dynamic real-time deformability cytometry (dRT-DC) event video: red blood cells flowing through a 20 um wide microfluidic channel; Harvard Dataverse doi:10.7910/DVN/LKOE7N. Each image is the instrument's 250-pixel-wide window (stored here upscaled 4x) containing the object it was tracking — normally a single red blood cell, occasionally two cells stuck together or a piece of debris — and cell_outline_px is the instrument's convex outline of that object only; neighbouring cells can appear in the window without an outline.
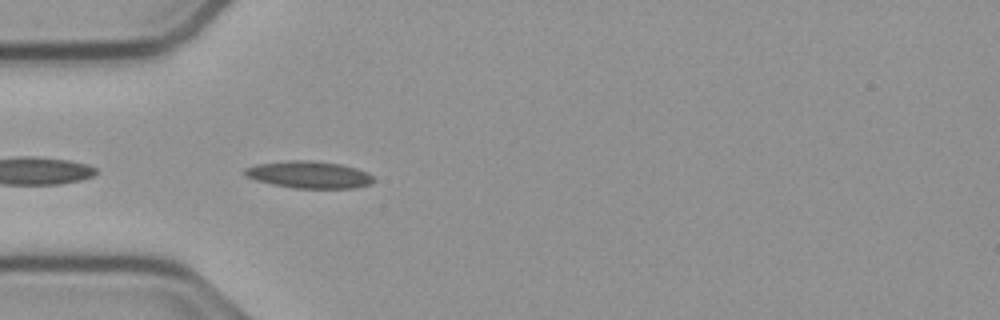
{"species": "common noctule bat (a hibernating species)", "species_latin": "Nyctalus noctula", "temperature_condition": "cold", "stored_images_in_passage": 6, "camera_frame_rate_fps": 3000, "um_per_image_px": 0.085, "animal": {"sex": "male", "body_mass_g": 23.1, "forearm_length_mm": 52.7}, "frame": {"image": 1, "passage_image": 2, "time_ms": 0.333, "image_size_px": [1000, 320], "cell_outline_px": [[376, 180], [372, 184], [356, 188], [296, 188], [272, 184], [256, 180], [244, 176], [244, 168], [256, 164], [288, 160], [312, 160], [340, 164], [356, 168], [368, 172]], "centroid_in_image_um": [26.28, 14.84], "position_along_channel_um": 58.7, "area_um2": 20.52}}